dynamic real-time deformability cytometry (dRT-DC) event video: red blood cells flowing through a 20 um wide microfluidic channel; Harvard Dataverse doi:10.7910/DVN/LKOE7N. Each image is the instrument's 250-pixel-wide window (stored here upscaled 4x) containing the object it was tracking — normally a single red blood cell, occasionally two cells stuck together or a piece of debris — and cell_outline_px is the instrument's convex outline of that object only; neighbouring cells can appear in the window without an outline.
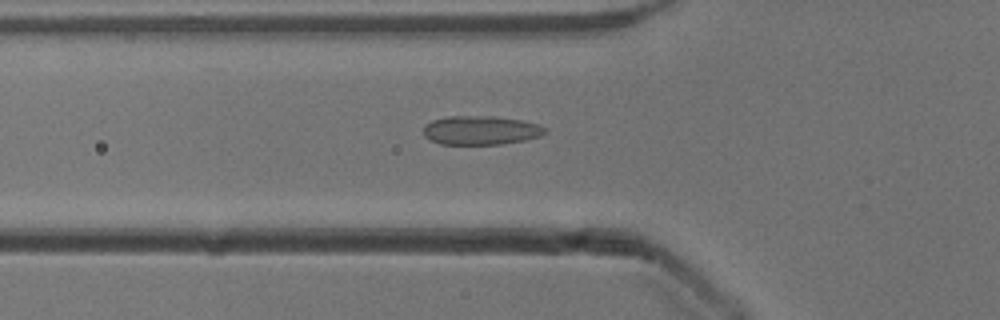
{"species": "common noctule bat (a hibernating species)", "species_latin": "Nyctalus noctula", "temperature_condition": "cold", "stored_images_in_passage": 52, "camera_frame_rate_fps": 3000, "um_per_image_px": 0.085, "animal": {"sex": "male", "body_mass_g": 13.3}, "frame": {"image": 1, "passage_image": 18, "time_ms": 5.667, "image_size_px": [1000, 320], "cell_outline_px": [[548, 132], [540, 136], [524, 140], [500, 144], [440, 144], [428, 140], [424, 136], [424, 124], [432, 120], [444, 116], [492, 116], [520, 120], [540, 124], [548, 128]], "centroid_in_image_um": [40.86, 11.07], "position_along_channel_um": 84.9, "area_um2": 20.75}}
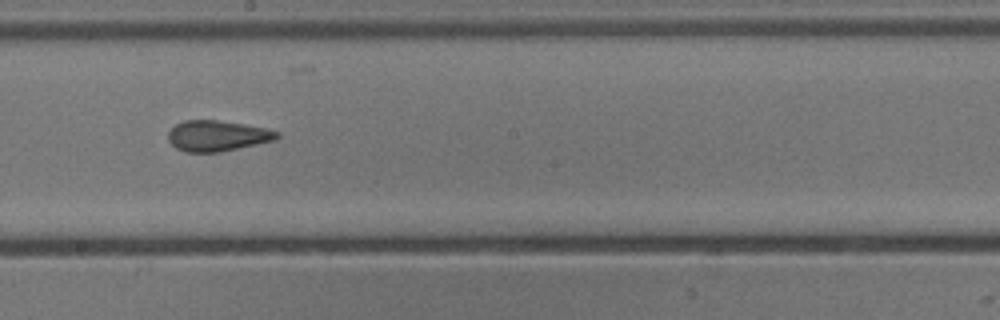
{"frame": {"image": 2, "passage_image": 29, "time_ms": 9.333, "image_size_px": [1000, 320], "cell_outline_px": [[280, 136], [276, 140], [220, 152], [184, 152], [176, 148], [168, 140], [168, 132], [176, 124], [184, 120], [216, 120], [244, 124], [268, 128], [280, 132]], "centroid_in_image_um": [18.49, 11.54], "position_along_channel_um": 229.7, "area_um2": 19.59}}
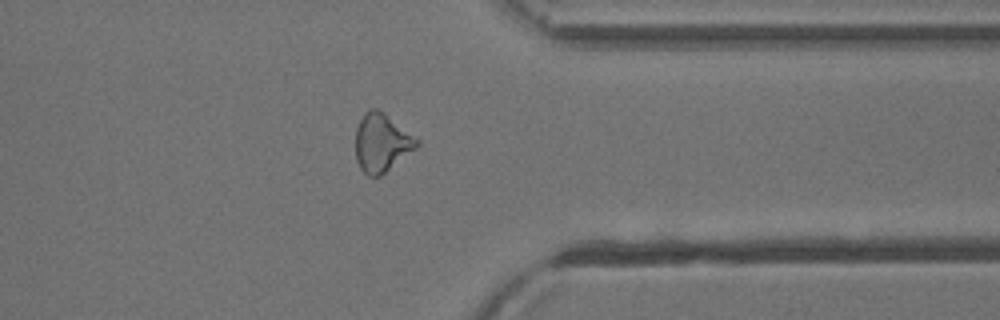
{"frame": {"image": 3, "passage_image": 41, "time_ms": 13.333, "image_size_px": [1000, 320], "cell_outline_px": [[420, 144], [416, 148], [380, 176], [368, 176], [360, 168], [356, 160], [356, 128], [364, 112], [372, 108], [376, 108], [384, 112], [420, 140]], "centroid_in_image_um": [32.44, 12.12], "position_along_channel_um": 379.0, "area_um2": 20.75}, "authors_computed_cell_mechanics": {"area_um2": 20.7213, "velocity_mm_per_s": 3.911, "shape_relaxation_time_tau1_ms": 9.4449, "shape_relaxation_time_tau2_ms": 1.5773, "deformation_change_tau1": 0.1631, "deformation_change_tau2": 0.0626}}